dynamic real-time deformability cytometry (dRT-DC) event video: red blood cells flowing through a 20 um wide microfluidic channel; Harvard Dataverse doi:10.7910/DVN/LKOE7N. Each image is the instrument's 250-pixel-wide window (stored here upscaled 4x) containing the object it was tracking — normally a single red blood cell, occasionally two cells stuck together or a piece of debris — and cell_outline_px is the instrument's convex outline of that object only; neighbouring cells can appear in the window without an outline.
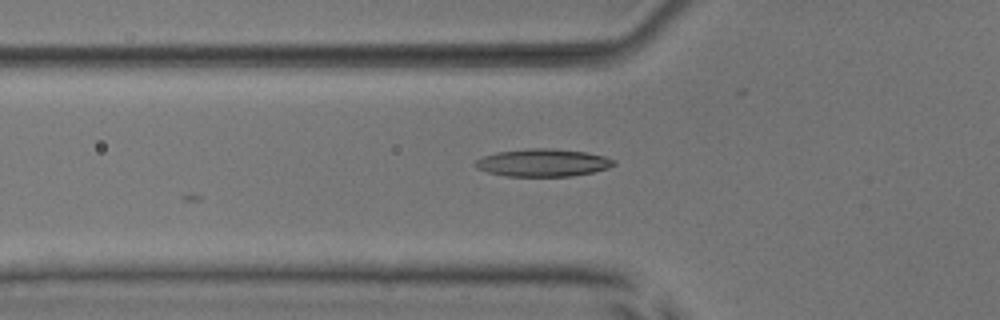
{"species": "common noctule bat (a hibernating species)", "species_latin": "Nyctalus noctula", "temperature_condition": "room temperature", "stored_images_in_passage": 11, "camera_frame_rate_fps": 3000, "um_per_image_px": 0.085, "animal": {"sex": "male", "body_mass_g": 17.9, "forearm_length_mm": 54.2}, "frame": {"image": 1, "passage_image": 3, "time_ms": 0.667, "image_size_px": [1000, 320], "cell_outline_px": [[616, 164], [608, 168], [592, 172], [572, 176], [508, 176], [488, 172], [476, 168], [472, 164], [476, 160], [484, 156], [496, 152], [528, 148], [552, 148], [584, 152], [604, 156], [616, 160]], "centroid_in_image_um": [46.13, 13.82], "position_along_channel_um": 79.7, "area_um2": 22.31}}